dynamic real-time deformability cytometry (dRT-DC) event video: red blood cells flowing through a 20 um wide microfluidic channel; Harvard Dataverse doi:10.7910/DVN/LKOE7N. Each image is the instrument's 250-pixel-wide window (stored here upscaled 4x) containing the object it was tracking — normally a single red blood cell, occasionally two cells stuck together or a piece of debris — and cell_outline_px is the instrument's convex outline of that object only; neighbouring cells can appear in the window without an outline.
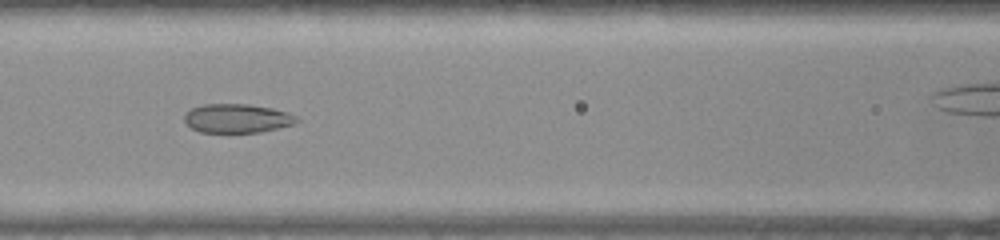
{"species": "common noctule bat (a hibernating species)", "species_latin": "Nyctalus noctula", "temperature_condition": "warm", "stored_images_in_passage": 29, "camera_frame_rate_fps": 3000, "um_per_image_px": 0.085, "animal": {"sex": "female", "body_mass_g": 22.0, "forearm_length_mm": 56.7}, "frame": {"image": 1, "passage_image": 9, "time_ms": 2.667, "image_size_px": [1000, 240], "cell_outline_px": [[300, 120], [296, 124], [260, 132], [200, 132], [192, 128], [184, 120], [184, 116], [192, 108], [204, 104], [248, 104], [272, 108], [288, 112], [296, 116]], "centroid_in_image_um": [20.2, 10.06], "position_along_channel_um": 146.4, "area_um2": 18.9}}
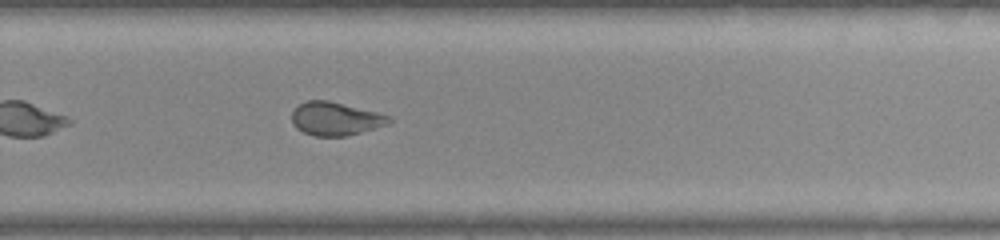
{"frame": {"image": 2, "passage_image": 21, "time_ms": 6.667, "image_size_px": [1000, 240], "cell_outline_px": [[392, 120], [388, 124], [348, 136], [316, 136], [304, 132], [296, 128], [292, 124], [292, 112], [300, 104], [308, 100], [328, 100], [376, 112], [388, 116]], "centroid_in_image_um": [28.49, 10.1], "position_along_channel_um": 301.3, "area_um2": 18.67}}
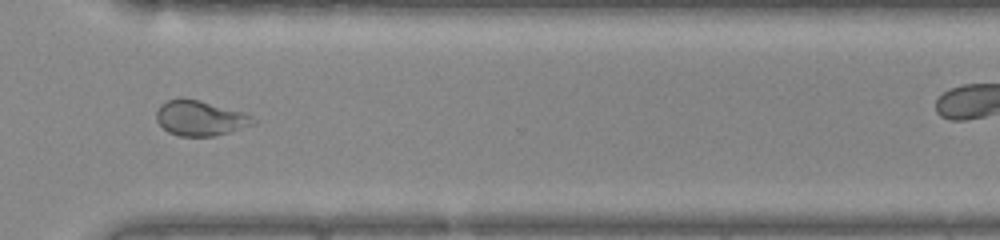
{"frame": {"image": 3, "passage_image": 25, "time_ms": 8.0, "image_size_px": [1000, 240], "cell_outline_px": [[256, 120], [252, 124], [216, 136], [180, 136], [168, 132], [156, 120], [156, 112], [160, 104], [168, 100], [180, 96], [184, 96], [200, 100], [244, 112], [252, 116]], "centroid_in_image_um": [16.97, 10.01], "position_along_channel_um": 353.6, "area_um2": 19.94}}